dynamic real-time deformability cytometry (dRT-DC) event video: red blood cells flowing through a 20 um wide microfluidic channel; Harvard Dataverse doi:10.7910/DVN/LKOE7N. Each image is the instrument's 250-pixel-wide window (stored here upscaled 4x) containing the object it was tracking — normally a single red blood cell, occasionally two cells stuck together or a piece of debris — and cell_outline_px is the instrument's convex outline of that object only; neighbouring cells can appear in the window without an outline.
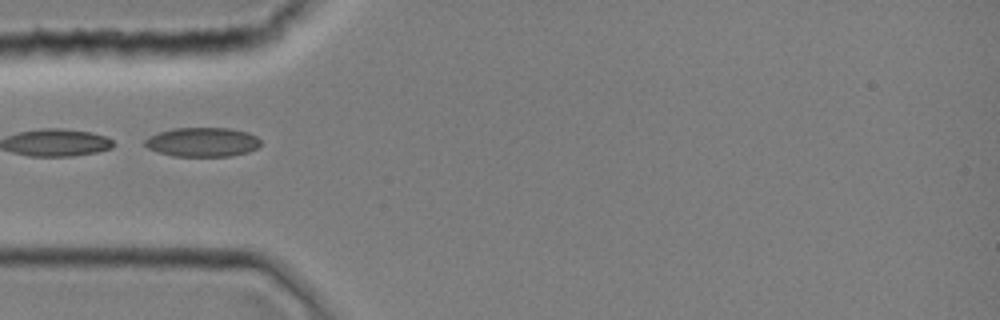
{"species": "common noctule bat (a hibernating species)", "species_latin": "Nyctalus noctula", "temperature_condition": "room temperature", "stored_images_in_passage": 3, "camera_frame_rate_fps": 3000, "um_per_image_px": 0.085, "animal": {"sex": "female", "body_mass_g": 19.0, "forearm_length_mm": 51.5}, "frame": {"image": 1, "passage_image": 1, "time_ms": 0.0, "image_size_px": [1000, 320], "cell_outline_px": [[260, 144], [256, 148], [248, 152], [232, 156], [172, 156], [156, 152], [148, 148], [144, 144], [144, 140], [148, 136], [156, 132], [176, 128], [232, 128], [248, 132], [256, 136], [260, 140]], "centroid_in_image_um": [17.18, 12.07], "position_along_channel_um": 67.8, "area_um2": 19.94}}